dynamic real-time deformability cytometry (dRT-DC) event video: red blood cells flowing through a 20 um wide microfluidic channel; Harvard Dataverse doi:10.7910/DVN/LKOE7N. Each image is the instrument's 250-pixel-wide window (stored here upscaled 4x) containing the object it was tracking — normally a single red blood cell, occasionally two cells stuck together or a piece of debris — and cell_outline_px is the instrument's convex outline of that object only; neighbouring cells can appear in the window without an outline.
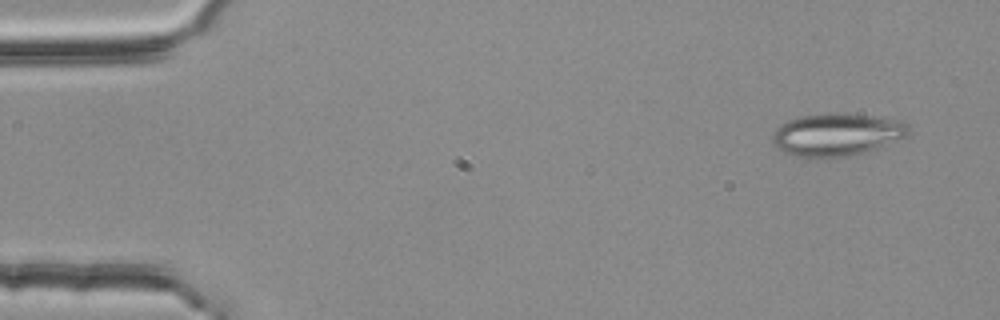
{"species": "common noctule bat (a hibernating species)", "species_latin": "Nyctalus noctula", "temperature_condition": "room temperature", "stored_images_in_passage": 3, "camera_frame_rate_fps": 3000, "um_per_image_px": 0.085, "animal": {"sex": "female", "body_mass_g": 25.1}, "frame": {"image": 1, "passage_image": 1, "time_ms": 0.0, "image_size_px": [1000, 320], "cell_outline_px": [[908, 132], [904, 136], [864, 152], [848, 156], [796, 156], [784, 152], [772, 144], [772, 136], [776, 128], [780, 124], [788, 120], [800, 116], [836, 112], [872, 116], [904, 120], [908, 124]], "centroid_in_image_um": [71.08, 11.4], "position_along_channel_um": 13.9, "area_um2": 33.23}}